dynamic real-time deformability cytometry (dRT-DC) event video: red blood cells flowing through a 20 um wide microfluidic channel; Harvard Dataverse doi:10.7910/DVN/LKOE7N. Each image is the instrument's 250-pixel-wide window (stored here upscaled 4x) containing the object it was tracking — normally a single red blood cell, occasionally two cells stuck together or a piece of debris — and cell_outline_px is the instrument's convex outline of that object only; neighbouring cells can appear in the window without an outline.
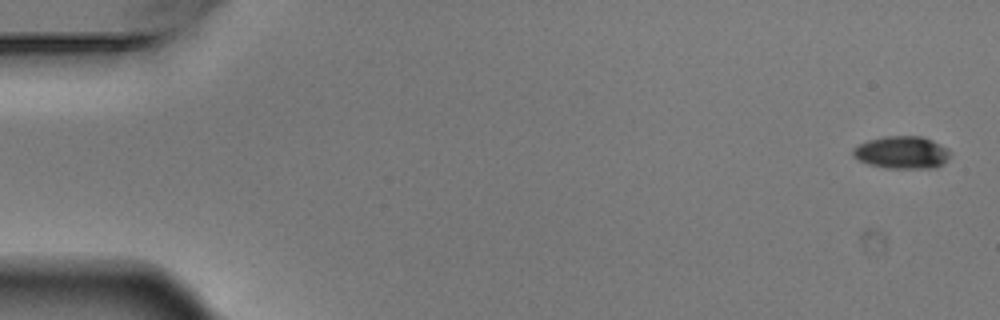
{"species": "Egyptian fruit bat (a non-hibernating species)", "species_latin": "Rousettus aegyptiacus", "temperature_condition": "warm", "stored_images_in_passage": 5, "camera_frame_rate_fps": 3000, "um_per_image_px": 0.085, "animal": {"sex": "male"}, "frame": {"image": 1, "passage_image": 1, "time_ms": 0.0, "image_size_px": [1000, 320], "cell_outline_px": [[948, 160], [944, 164], [936, 168], [884, 168], [868, 164], [852, 156], [852, 148], [856, 144], [868, 140], [884, 136], [924, 136], [948, 148]], "centroid_in_image_um": [76.63, 12.95], "position_along_channel_um": 8.4, "area_um2": 18.67}}